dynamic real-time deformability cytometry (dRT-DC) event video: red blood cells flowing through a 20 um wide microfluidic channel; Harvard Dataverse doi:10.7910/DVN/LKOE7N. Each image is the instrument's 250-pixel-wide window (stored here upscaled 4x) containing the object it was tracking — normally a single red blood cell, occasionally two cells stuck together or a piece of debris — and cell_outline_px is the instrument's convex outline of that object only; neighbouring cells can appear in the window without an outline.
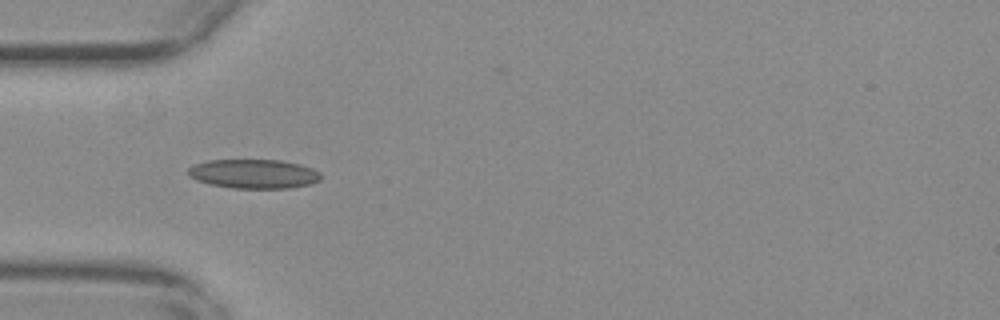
{"species": "common noctule bat (a hibernating species)", "species_latin": "Nyctalus noctula", "temperature_condition": "warm", "stored_images_in_passage": 33, "camera_frame_rate_fps": 3000, "um_per_image_px": 0.085, "animal": {"sex": "female", "body_mass_g": 29.2, "forearm_length_mm": 56.3}, "frame": {"image": 1, "passage_image": 1, "time_ms": 0.0, "image_size_px": [1000, 320], "cell_outline_px": [[320, 180], [312, 184], [288, 188], [232, 188], [208, 184], [196, 180], [188, 176], [188, 168], [192, 164], [208, 160], [280, 160], [300, 164], [312, 168], [320, 172]], "centroid_in_image_um": [21.54, 14.77], "position_along_channel_um": 63.5, "area_um2": 22.77}}
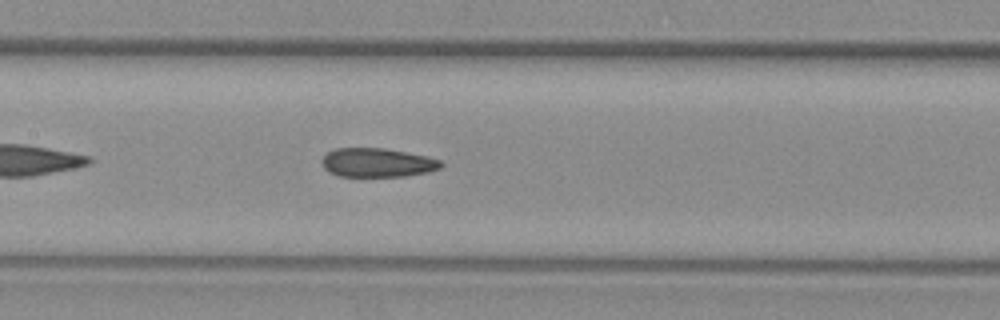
{"frame": {"image": 2, "passage_image": 10, "time_ms": 3.0, "image_size_px": [1000, 320], "cell_outline_px": [[444, 164], [440, 168], [428, 172], [404, 176], [340, 176], [328, 172], [324, 168], [320, 160], [328, 152], [336, 148], [384, 148], [428, 156], [440, 160]], "centroid_in_image_um": [32.07, 13.82], "position_along_channel_um": 175.3, "area_um2": 20.11}}
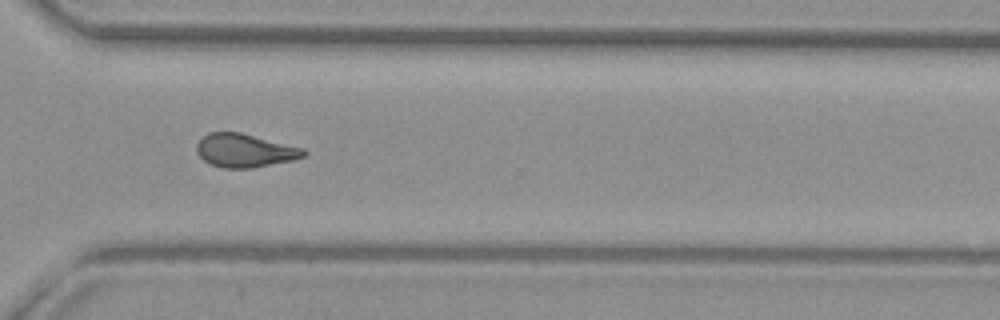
{"frame": {"image": 3, "passage_image": 24, "time_ms": 7.667, "image_size_px": [1000, 320], "cell_outline_px": [[308, 152], [304, 156], [292, 160], [252, 168], [224, 168], [212, 164], [204, 160], [196, 152], [196, 144], [208, 132], [240, 132], [304, 148]], "centroid_in_image_um": [20.81, 12.79], "position_along_channel_um": 349.8, "area_um2": 20.75}}